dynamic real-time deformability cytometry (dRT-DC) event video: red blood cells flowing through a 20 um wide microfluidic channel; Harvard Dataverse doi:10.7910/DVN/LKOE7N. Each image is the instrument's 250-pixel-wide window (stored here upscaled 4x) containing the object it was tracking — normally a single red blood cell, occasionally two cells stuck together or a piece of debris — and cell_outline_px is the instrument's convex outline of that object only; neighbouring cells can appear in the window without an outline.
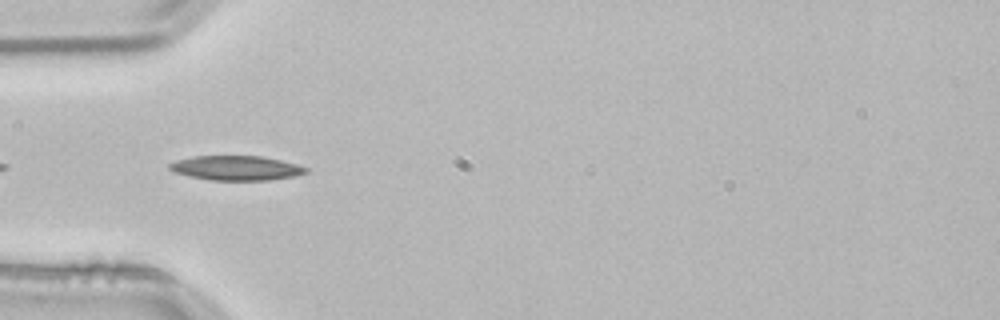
{"species": "common noctule bat (a hibernating species)", "species_latin": "Nyctalus noctula", "temperature_condition": "room temperature", "stored_images_in_passage": 3, "camera_frame_rate_fps": 3000, "um_per_image_px": 0.085, "animal": {"sex": "male", "body_mass_g": 21.5, "forearm_length_mm": 52.0}, "frame": {"image": 1, "passage_image": 3, "time_ms": 0.667, "image_size_px": [1000, 320], "cell_outline_px": [[308, 172], [292, 176], [268, 180], [212, 180], [192, 176], [176, 172], [168, 168], [168, 164], [176, 160], [192, 156], [264, 156], [296, 164], [308, 168]], "centroid_in_image_um": [20.07, 14.27], "position_along_channel_um": 64.9, "area_um2": 19.31}}